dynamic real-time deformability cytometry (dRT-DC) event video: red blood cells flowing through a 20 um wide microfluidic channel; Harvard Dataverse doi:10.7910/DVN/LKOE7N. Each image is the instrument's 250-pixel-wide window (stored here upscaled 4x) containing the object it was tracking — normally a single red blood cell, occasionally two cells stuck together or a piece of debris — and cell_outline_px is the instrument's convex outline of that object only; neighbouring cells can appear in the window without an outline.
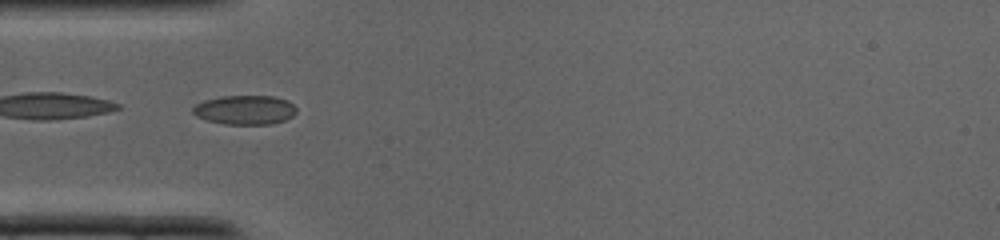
{"species": "common noctule bat (a hibernating species)", "species_latin": "Nyctalus noctula", "temperature_condition": "cold", "stored_images_in_passage": 26, "camera_frame_rate_fps": 3000, "um_per_image_px": 0.085, "animal": {"sex": "male", "body_mass_g": 19.0, "forearm_length_mm": 50.8}, "frame": {"image": 1, "passage_image": 1, "time_ms": 0.0, "image_size_px": [1000, 240], "cell_outline_px": [[296, 112], [292, 116], [284, 120], [272, 124], [224, 124], [208, 120], [196, 116], [192, 112], [192, 108], [196, 104], [204, 100], [220, 96], [276, 96], [288, 100], [296, 108]], "centroid_in_image_um": [20.82, 9.33], "position_along_channel_um": 64.2, "area_um2": 17.69}}
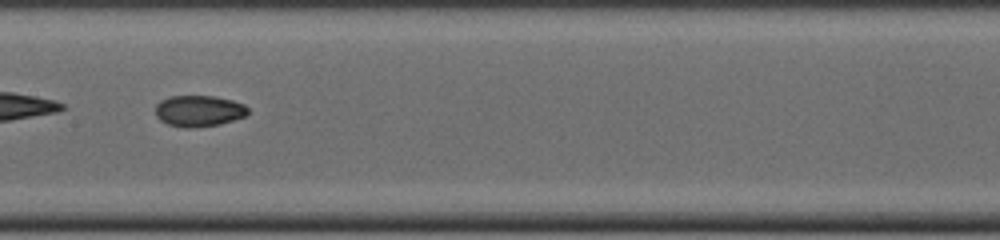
{"frame": {"image": 2, "passage_image": 8, "time_ms": 2.333, "image_size_px": [1000, 240], "cell_outline_px": [[248, 112], [244, 116], [220, 124], [192, 128], [184, 128], [168, 124], [160, 120], [156, 116], [156, 104], [160, 100], [172, 96], [216, 96], [232, 100], [244, 104], [248, 108]], "centroid_in_image_um": [16.89, 9.43], "position_along_channel_um": 190.5, "area_um2": 16.82}}
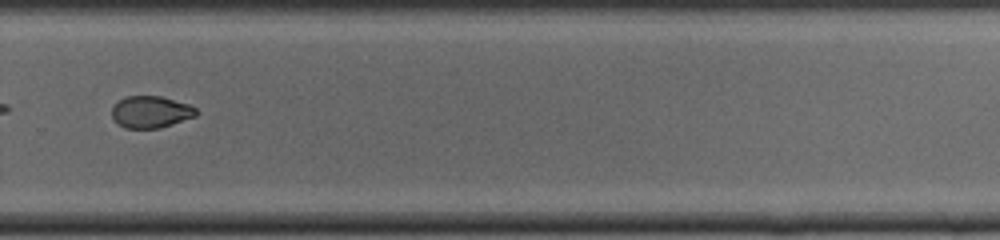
{"frame": {"image": 3, "passage_image": 15, "time_ms": 4.667, "image_size_px": [1000, 240], "cell_outline_px": [[196, 116], [160, 128], [124, 128], [112, 116], [112, 108], [124, 96], [160, 96], [188, 104], [196, 108]], "centroid_in_image_um": [12.82, 9.51], "position_along_channel_um": 317.0, "area_um2": 15.43}}